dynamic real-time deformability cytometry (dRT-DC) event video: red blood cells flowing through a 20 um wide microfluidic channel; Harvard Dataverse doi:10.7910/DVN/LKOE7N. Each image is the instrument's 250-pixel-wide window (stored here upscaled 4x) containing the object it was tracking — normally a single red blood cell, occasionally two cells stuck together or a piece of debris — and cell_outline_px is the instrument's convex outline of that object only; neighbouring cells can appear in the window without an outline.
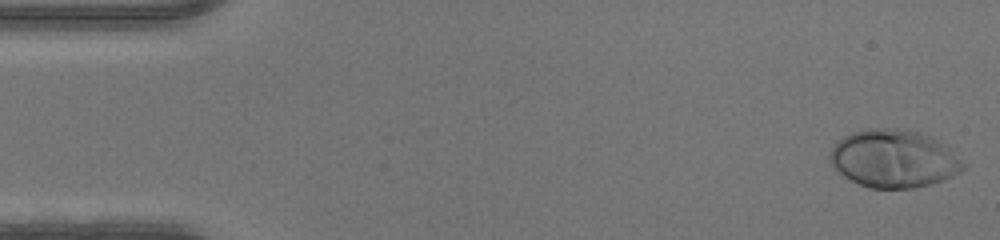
{"species": "human", "species_latin": "Homo sapiens", "temperature_condition": "warm", "stored_images_in_passage": 47, "camera_frame_rate_fps": 3000, "um_per_image_px": 0.085, "donor": {"sex": "male"}, "frame": {"image": 1, "passage_image": 1, "time_ms": 0.0, "image_size_px": [1000, 240], "cell_outline_px": [[964, 168], [960, 172], [944, 180], [912, 188], [868, 188], [844, 176], [832, 164], [832, 148], [844, 136], [852, 132], [868, 128], [888, 128], [920, 132], [944, 144], [964, 164]], "centroid_in_image_um": [75.98, 13.49], "position_along_channel_um": 9.0, "area_um2": 44.04}}
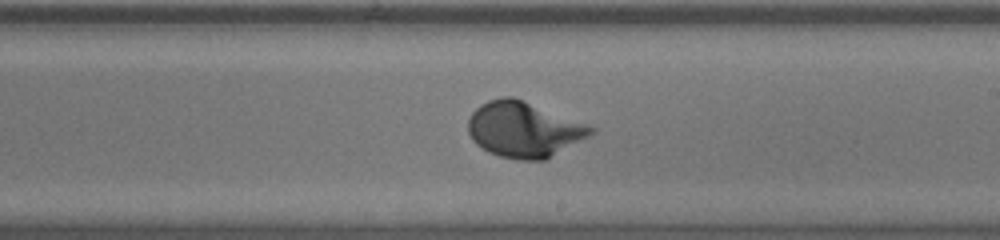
{"frame": {"image": 2, "passage_image": 27, "time_ms": 8.667, "image_size_px": [1000, 240], "cell_outline_px": [[596, 132], [544, 160], [516, 160], [500, 156], [488, 152], [476, 144], [472, 140], [468, 132], [468, 120], [472, 112], [480, 104], [488, 100], [504, 96], [512, 96], [596, 128]], "centroid_in_image_um": [44.48, 11.01], "position_along_channel_um": 244.5, "area_um2": 39.36}}
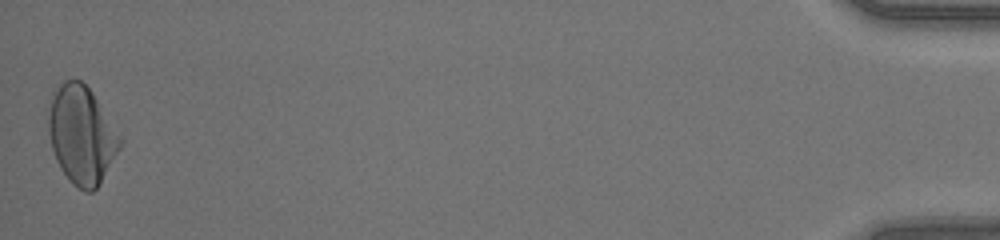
{"frame": {"image": 3, "passage_image": 47, "time_ms": 15.333, "image_size_px": [1000, 240], "cell_outline_px": [[124, 140], [120, 148], [100, 184], [92, 192], [84, 192], [72, 184], [68, 180], [60, 168], [56, 160], [52, 148], [48, 132], [48, 116], [52, 92], [64, 80], [80, 80], [92, 92]], "centroid_in_image_um": [6.94, 11.49], "position_along_channel_um": 428.3, "area_um2": 40.98}}